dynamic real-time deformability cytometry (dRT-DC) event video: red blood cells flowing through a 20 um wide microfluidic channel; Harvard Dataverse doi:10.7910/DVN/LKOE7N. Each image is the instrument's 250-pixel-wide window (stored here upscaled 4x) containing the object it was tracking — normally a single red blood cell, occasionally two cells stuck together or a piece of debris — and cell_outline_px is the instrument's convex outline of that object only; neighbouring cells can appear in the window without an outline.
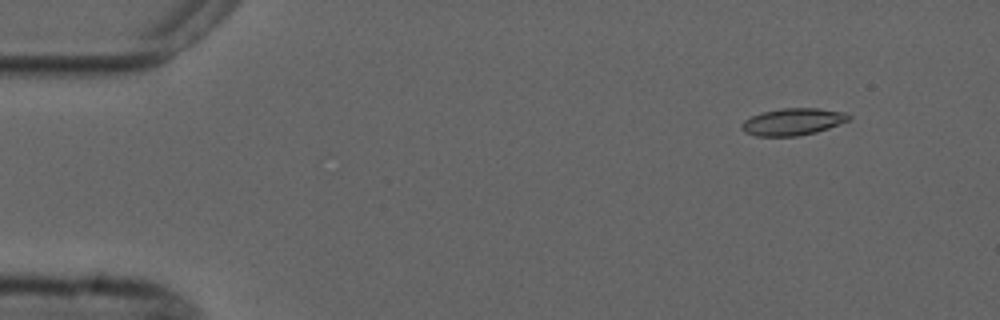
{"species": "common noctule bat (a hibernating species)", "species_latin": "Nyctalus noctula", "temperature_condition": "cold", "stored_images_in_passage": 4, "camera_frame_rate_fps": 3000, "um_per_image_px": 0.085, "animal": {"sex": "male", "forearm_length_mm": 52.5}, "frame": {"image": 1, "passage_image": 2, "time_ms": 1.333, "image_size_px": [1000, 320], "cell_outline_px": [[852, 116], [848, 120], [828, 128], [816, 132], [796, 136], [756, 136], [744, 132], [740, 128], [740, 124], [744, 120], [752, 116], [764, 112], [784, 108], [820, 108], [844, 112]], "centroid_in_image_um": [67.37, 10.35], "position_along_channel_um": 17.6, "area_um2": 16.76}}